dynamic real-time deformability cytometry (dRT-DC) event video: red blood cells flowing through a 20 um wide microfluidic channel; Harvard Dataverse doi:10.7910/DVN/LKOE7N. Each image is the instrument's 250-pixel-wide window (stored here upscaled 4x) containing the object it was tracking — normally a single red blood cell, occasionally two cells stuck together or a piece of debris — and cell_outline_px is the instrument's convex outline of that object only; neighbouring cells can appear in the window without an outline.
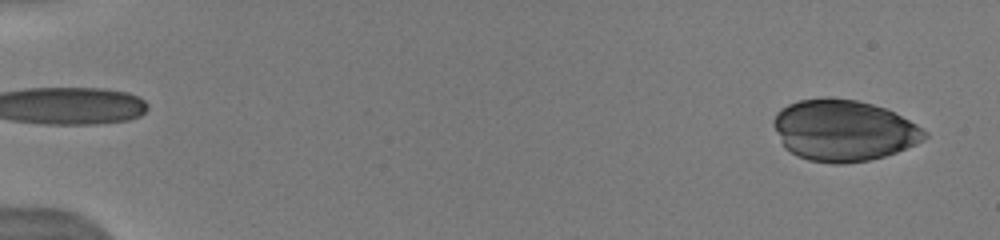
{"species": "human", "species_latin": "Homo sapiens", "temperature_condition": "warm", "stored_images_in_passage": 33, "camera_frame_rate_fps": 3000, "um_per_image_px": 0.085, "donor": {"sex": "male"}, "frame": {"image": 1, "passage_image": 2, "time_ms": 0.333, "image_size_px": [1000, 240], "cell_outline_px": [[928, 136], [924, 140], [916, 144], [896, 152], [884, 156], [868, 160], [840, 164], [832, 164], [808, 160], [796, 156], [784, 148], [772, 124], [772, 120], [776, 112], [780, 108], [788, 104], [800, 100], [856, 100], [872, 104], [884, 108], [916, 124], [928, 132]], "centroid_in_image_um": [71.68, 11.12], "position_along_channel_um": 13.3, "area_um2": 53.35}}
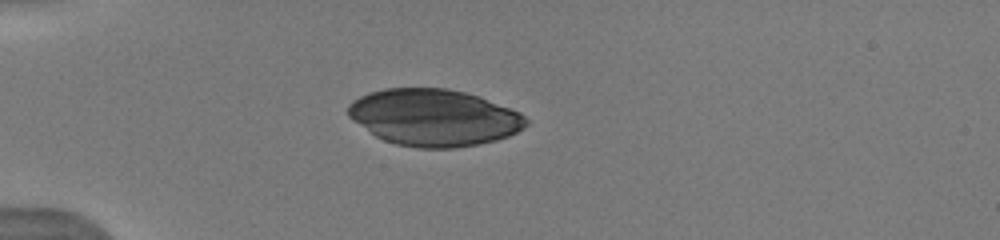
{"frame": {"image": 2, "passage_image": 27, "time_ms": 4.333, "image_size_px": [1000, 240], "cell_outline_px": [[528, 124], [524, 128], [508, 136], [496, 140], [456, 148], [420, 148], [396, 144], [384, 140], [376, 136], [352, 120], [348, 116], [348, 104], [352, 100], [368, 92], [384, 88], [448, 88], [480, 96], [520, 112], [528, 120]], "centroid_in_image_um": [36.88, 9.98], "position_along_channel_um": 48.1, "area_um2": 59.01}}